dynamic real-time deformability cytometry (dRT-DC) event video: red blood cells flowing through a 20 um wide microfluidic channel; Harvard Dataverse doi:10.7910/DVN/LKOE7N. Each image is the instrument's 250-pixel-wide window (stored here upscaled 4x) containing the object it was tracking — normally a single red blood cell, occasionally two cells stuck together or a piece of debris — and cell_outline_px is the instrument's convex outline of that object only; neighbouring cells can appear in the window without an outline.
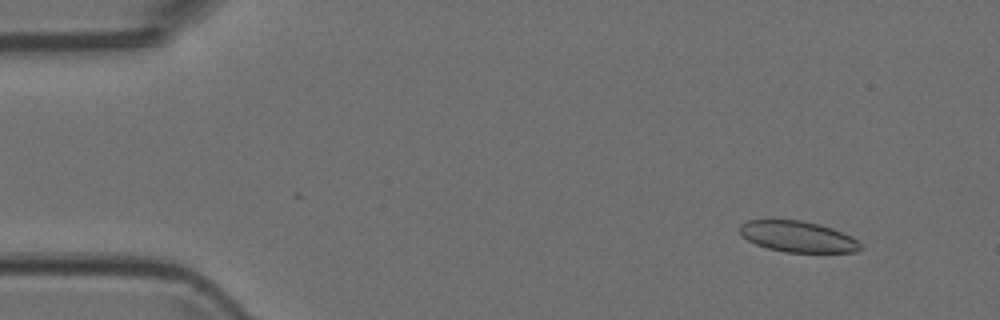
{"species": "Egyptian fruit bat (a non-hibernating species)", "species_latin": "Rousettus aegyptiacus", "temperature_condition": "room temperature", "stored_images_in_passage": 4, "camera_frame_rate_fps": 3000, "um_per_image_px": 0.085, "animal": {"sex": "female"}, "frame": {"image": 1, "passage_image": 1, "time_ms": 0.0, "image_size_px": [1000, 320], "cell_outline_px": [[864, 248], [856, 252], [784, 252], [768, 248], [756, 244], [748, 240], [740, 232], [740, 224], [748, 220], [800, 220], [820, 224], [832, 228], [852, 236]], "centroid_in_image_um": [67.84, 20.11], "position_along_channel_um": 17.2, "area_um2": 21.73}}
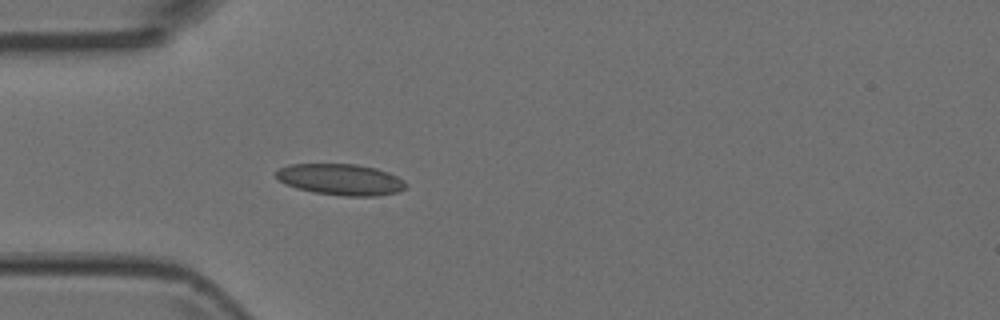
{"frame": {"image": 2, "passage_image": 4, "time_ms": 1.0, "image_size_px": [1000, 320], "cell_outline_px": [[408, 184], [404, 188], [396, 192], [376, 196], [344, 196], [312, 192], [296, 188], [284, 184], [276, 176], [276, 172], [280, 168], [288, 164], [356, 164], [376, 168], [388, 172], [404, 180]], "centroid_in_image_um": [28.95, 15.26], "position_along_channel_um": 56.1, "area_um2": 23.64}}